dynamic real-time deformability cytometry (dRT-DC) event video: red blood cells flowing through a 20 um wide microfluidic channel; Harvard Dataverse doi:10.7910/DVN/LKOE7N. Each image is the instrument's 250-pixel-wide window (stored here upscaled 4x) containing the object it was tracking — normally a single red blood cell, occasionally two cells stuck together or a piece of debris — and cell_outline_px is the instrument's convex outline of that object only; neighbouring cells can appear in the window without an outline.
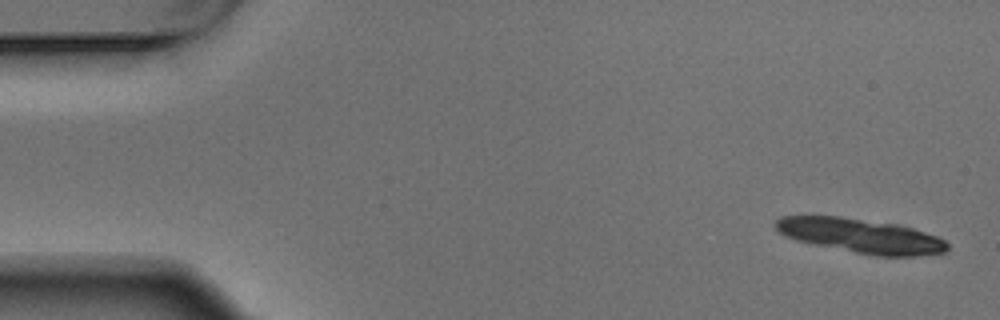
{"species": "Egyptian fruit bat (a non-hibernating species)", "species_latin": "Rousettus aegyptiacus", "temperature_condition": "warm", "stored_images_in_passage": 6, "camera_frame_rate_fps": 3000, "um_per_image_px": 0.085, "animal": {"sex": "male"}, "frame": {"image": 1, "passage_image": 1, "time_ms": 0.0, "image_size_px": [1000, 320], "cell_outline_px": [[948, 248], [944, 252], [916, 256], [872, 256], [812, 244], [796, 240], [784, 236], [776, 228], [776, 220], [780, 216], [840, 216], [892, 224], [912, 228], [936, 236], [944, 240], [948, 244]], "centroid_in_image_um": [73.13, 20.05], "position_along_channel_um": 11.9, "area_um2": 34.16}}
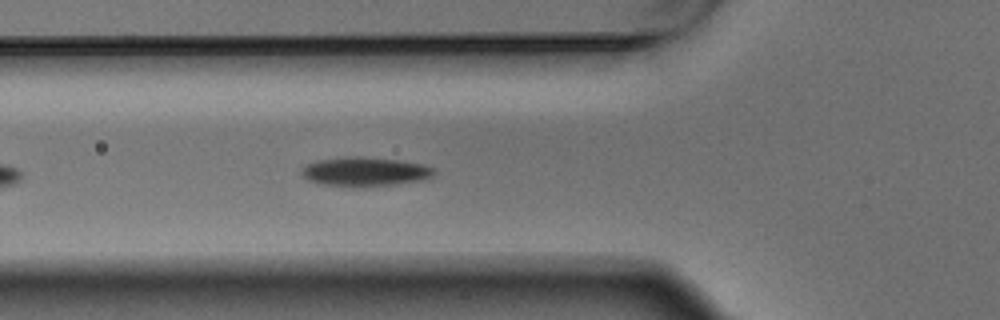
{"frame": {"image": 2, "passage_image": 6, "time_ms": 1.667, "image_size_px": [1000, 320], "cell_outline_px": [[436, 172], [432, 176], [424, 180], [396, 184], [364, 188], [348, 188], [320, 184], [308, 180], [300, 172], [300, 168], [304, 164], [316, 160], [348, 156], [360, 156], [396, 160], [424, 164], [436, 168]], "centroid_in_image_um": [30.99, 14.61], "position_along_channel_um": 94.8, "area_um2": 23.29}}